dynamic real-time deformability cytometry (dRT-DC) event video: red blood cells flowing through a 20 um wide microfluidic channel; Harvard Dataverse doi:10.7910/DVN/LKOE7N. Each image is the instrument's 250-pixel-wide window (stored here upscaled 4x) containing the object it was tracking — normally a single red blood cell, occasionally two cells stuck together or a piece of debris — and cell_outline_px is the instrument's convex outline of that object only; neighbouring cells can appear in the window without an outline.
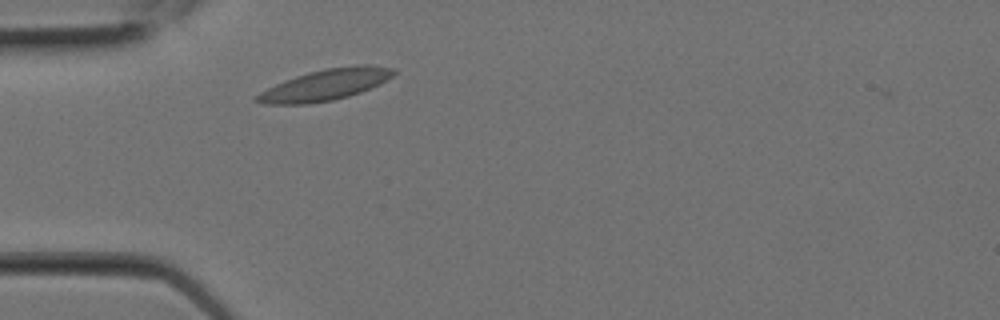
{"species": "Egyptian fruit bat (a non-hibernating species)", "species_latin": "Rousettus aegyptiacus", "temperature_condition": "room temperature", "stored_images_in_passage": 2, "camera_frame_rate_fps": 3000, "um_per_image_px": 0.085, "animal": {"sex": "female"}, "frame": {"image": 1, "passage_image": 2, "time_ms": 0.333, "image_size_px": [1000, 320], "cell_outline_px": [[396, 72], [392, 76], [380, 84], [360, 92], [348, 96], [332, 100], [308, 104], [264, 104], [252, 100], [252, 96], [284, 80], [308, 72], [324, 68], [356, 64], [368, 64], [396, 68]], "centroid_in_image_um": [27.65, 7.19], "position_along_channel_um": 57.3, "area_um2": 25.09}}